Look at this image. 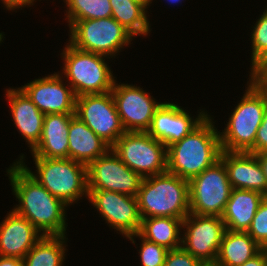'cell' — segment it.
I'll list each match as a JSON object with an SVG mask.
<instances>
[{
    "mask_svg": "<svg viewBox=\"0 0 267 266\" xmlns=\"http://www.w3.org/2000/svg\"><path fill=\"white\" fill-rule=\"evenodd\" d=\"M6 173L12 193L19 202L13 210L28 219L43 235H65L68 205L54 197L17 160Z\"/></svg>",
    "mask_w": 267,
    "mask_h": 266,
    "instance_id": "cell-1",
    "label": "cell"
},
{
    "mask_svg": "<svg viewBox=\"0 0 267 266\" xmlns=\"http://www.w3.org/2000/svg\"><path fill=\"white\" fill-rule=\"evenodd\" d=\"M208 114L182 140L167 148V172L190 180L220 159V136Z\"/></svg>",
    "mask_w": 267,
    "mask_h": 266,
    "instance_id": "cell-2",
    "label": "cell"
},
{
    "mask_svg": "<svg viewBox=\"0 0 267 266\" xmlns=\"http://www.w3.org/2000/svg\"><path fill=\"white\" fill-rule=\"evenodd\" d=\"M141 218L174 217L189 213V181L168 172L142 179L137 195Z\"/></svg>",
    "mask_w": 267,
    "mask_h": 266,
    "instance_id": "cell-3",
    "label": "cell"
},
{
    "mask_svg": "<svg viewBox=\"0 0 267 266\" xmlns=\"http://www.w3.org/2000/svg\"><path fill=\"white\" fill-rule=\"evenodd\" d=\"M24 154L18 162L54 197L66 205L77 203L85 195L88 199L87 166L70 158L33 157L35 172L24 162Z\"/></svg>",
    "mask_w": 267,
    "mask_h": 266,
    "instance_id": "cell-4",
    "label": "cell"
},
{
    "mask_svg": "<svg viewBox=\"0 0 267 266\" xmlns=\"http://www.w3.org/2000/svg\"><path fill=\"white\" fill-rule=\"evenodd\" d=\"M60 55L64 65L58 73L65 75L76 97L111 92L116 77L105 60L110 57L80 50L69 42Z\"/></svg>",
    "mask_w": 267,
    "mask_h": 266,
    "instance_id": "cell-5",
    "label": "cell"
},
{
    "mask_svg": "<svg viewBox=\"0 0 267 266\" xmlns=\"http://www.w3.org/2000/svg\"><path fill=\"white\" fill-rule=\"evenodd\" d=\"M243 97L227 120L226 128L219 132L221 149L229 152L254 154V143L267 102L248 81Z\"/></svg>",
    "mask_w": 267,
    "mask_h": 266,
    "instance_id": "cell-6",
    "label": "cell"
},
{
    "mask_svg": "<svg viewBox=\"0 0 267 266\" xmlns=\"http://www.w3.org/2000/svg\"><path fill=\"white\" fill-rule=\"evenodd\" d=\"M68 42L74 47L110 58L119 55L124 46H129L135 38L113 17L67 21Z\"/></svg>",
    "mask_w": 267,
    "mask_h": 266,
    "instance_id": "cell-7",
    "label": "cell"
},
{
    "mask_svg": "<svg viewBox=\"0 0 267 266\" xmlns=\"http://www.w3.org/2000/svg\"><path fill=\"white\" fill-rule=\"evenodd\" d=\"M111 149L142 178L167 172V148L147 132L126 131Z\"/></svg>",
    "mask_w": 267,
    "mask_h": 266,
    "instance_id": "cell-8",
    "label": "cell"
},
{
    "mask_svg": "<svg viewBox=\"0 0 267 266\" xmlns=\"http://www.w3.org/2000/svg\"><path fill=\"white\" fill-rule=\"evenodd\" d=\"M221 159L189 180L190 213L221 217L232 192Z\"/></svg>",
    "mask_w": 267,
    "mask_h": 266,
    "instance_id": "cell-9",
    "label": "cell"
},
{
    "mask_svg": "<svg viewBox=\"0 0 267 266\" xmlns=\"http://www.w3.org/2000/svg\"><path fill=\"white\" fill-rule=\"evenodd\" d=\"M75 116L110 146L126 132L111 92L76 97Z\"/></svg>",
    "mask_w": 267,
    "mask_h": 266,
    "instance_id": "cell-10",
    "label": "cell"
},
{
    "mask_svg": "<svg viewBox=\"0 0 267 266\" xmlns=\"http://www.w3.org/2000/svg\"><path fill=\"white\" fill-rule=\"evenodd\" d=\"M114 81L113 95L121 124L127 132H147L156 110L163 102L133 84Z\"/></svg>",
    "mask_w": 267,
    "mask_h": 266,
    "instance_id": "cell-11",
    "label": "cell"
},
{
    "mask_svg": "<svg viewBox=\"0 0 267 266\" xmlns=\"http://www.w3.org/2000/svg\"><path fill=\"white\" fill-rule=\"evenodd\" d=\"M182 247L195 258L204 262H215L225 223L219 216L189 213L182 224Z\"/></svg>",
    "mask_w": 267,
    "mask_h": 266,
    "instance_id": "cell-12",
    "label": "cell"
},
{
    "mask_svg": "<svg viewBox=\"0 0 267 266\" xmlns=\"http://www.w3.org/2000/svg\"><path fill=\"white\" fill-rule=\"evenodd\" d=\"M88 200L99 211L105 223L119 231L123 237L139 232L142 218L137 197L113 191L88 189Z\"/></svg>",
    "mask_w": 267,
    "mask_h": 266,
    "instance_id": "cell-13",
    "label": "cell"
},
{
    "mask_svg": "<svg viewBox=\"0 0 267 266\" xmlns=\"http://www.w3.org/2000/svg\"><path fill=\"white\" fill-rule=\"evenodd\" d=\"M142 177L110 149L87 166V189L113 191L137 197Z\"/></svg>",
    "mask_w": 267,
    "mask_h": 266,
    "instance_id": "cell-14",
    "label": "cell"
},
{
    "mask_svg": "<svg viewBox=\"0 0 267 266\" xmlns=\"http://www.w3.org/2000/svg\"><path fill=\"white\" fill-rule=\"evenodd\" d=\"M44 114H75L76 95L58 72L19 87Z\"/></svg>",
    "mask_w": 267,
    "mask_h": 266,
    "instance_id": "cell-15",
    "label": "cell"
},
{
    "mask_svg": "<svg viewBox=\"0 0 267 266\" xmlns=\"http://www.w3.org/2000/svg\"><path fill=\"white\" fill-rule=\"evenodd\" d=\"M207 115L205 110L200 109L194 119L188 110H184L178 104L165 101L156 110L147 133L168 148L187 136Z\"/></svg>",
    "mask_w": 267,
    "mask_h": 266,
    "instance_id": "cell-16",
    "label": "cell"
},
{
    "mask_svg": "<svg viewBox=\"0 0 267 266\" xmlns=\"http://www.w3.org/2000/svg\"><path fill=\"white\" fill-rule=\"evenodd\" d=\"M4 218L0 223V256L23 259L43 234L13 209Z\"/></svg>",
    "mask_w": 267,
    "mask_h": 266,
    "instance_id": "cell-17",
    "label": "cell"
},
{
    "mask_svg": "<svg viewBox=\"0 0 267 266\" xmlns=\"http://www.w3.org/2000/svg\"><path fill=\"white\" fill-rule=\"evenodd\" d=\"M233 189L257 191L267 197V181L257 156L250 152L220 154Z\"/></svg>",
    "mask_w": 267,
    "mask_h": 266,
    "instance_id": "cell-18",
    "label": "cell"
},
{
    "mask_svg": "<svg viewBox=\"0 0 267 266\" xmlns=\"http://www.w3.org/2000/svg\"><path fill=\"white\" fill-rule=\"evenodd\" d=\"M6 97L12 121L31 151L41 138L45 115L19 87L6 89Z\"/></svg>",
    "mask_w": 267,
    "mask_h": 266,
    "instance_id": "cell-19",
    "label": "cell"
},
{
    "mask_svg": "<svg viewBox=\"0 0 267 266\" xmlns=\"http://www.w3.org/2000/svg\"><path fill=\"white\" fill-rule=\"evenodd\" d=\"M75 114H46L39 143L30 151L32 157L68 158V130Z\"/></svg>",
    "mask_w": 267,
    "mask_h": 266,
    "instance_id": "cell-20",
    "label": "cell"
},
{
    "mask_svg": "<svg viewBox=\"0 0 267 266\" xmlns=\"http://www.w3.org/2000/svg\"><path fill=\"white\" fill-rule=\"evenodd\" d=\"M68 141V158L86 166L111 149L108 143L97 136L77 116L70 120Z\"/></svg>",
    "mask_w": 267,
    "mask_h": 266,
    "instance_id": "cell-21",
    "label": "cell"
},
{
    "mask_svg": "<svg viewBox=\"0 0 267 266\" xmlns=\"http://www.w3.org/2000/svg\"><path fill=\"white\" fill-rule=\"evenodd\" d=\"M266 196L252 190L232 189L221 219L230 231L247 232L260 203Z\"/></svg>",
    "mask_w": 267,
    "mask_h": 266,
    "instance_id": "cell-22",
    "label": "cell"
},
{
    "mask_svg": "<svg viewBox=\"0 0 267 266\" xmlns=\"http://www.w3.org/2000/svg\"><path fill=\"white\" fill-rule=\"evenodd\" d=\"M262 249L247 232L226 229L215 262L221 266H241Z\"/></svg>",
    "mask_w": 267,
    "mask_h": 266,
    "instance_id": "cell-23",
    "label": "cell"
},
{
    "mask_svg": "<svg viewBox=\"0 0 267 266\" xmlns=\"http://www.w3.org/2000/svg\"><path fill=\"white\" fill-rule=\"evenodd\" d=\"M182 224L183 220L174 217L142 218L138 234L168 250L176 249L182 246Z\"/></svg>",
    "mask_w": 267,
    "mask_h": 266,
    "instance_id": "cell-24",
    "label": "cell"
},
{
    "mask_svg": "<svg viewBox=\"0 0 267 266\" xmlns=\"http://www.w3.org/2000/svg\"><path fill=\"white\" fill-rule=\"evenodd\" d=\"M66 235H43L23 258L24 266H63Z\"/></svg>",
    "mask_w": 267,
    "mask_h": 266,
    "instance_id": "cell-25",
    "label": "cell"
},
{
    "mask_svg": "<svg viewBox=\"0 0 267 266\" xmlns=\"http://www.w3.org/2000/svg\"><path fill=\"white\" fill-rule=\"evenodd\" d=\"M112 16L134 37L147 36L151 32L147 9L134 0H109Z\"/></svg>",
    "mask_w": 267,
    "mask_h": 266,
    "instance_id": "cell-26",
    "label": "cell"
},
{
    "mask_svg": "<svg viewBox=\"0 0 267 266\" xmlns=\"http://www.w3.org/2000/svg\"><path fill=\"white\" fill-rule=\"evenodd\" d=\"M67 21L108 18L112 16L109 0H63Z\"/></svg>",
    "mask_w": 267,
    "mask_h": 266,
    "instance_id": "cell-27",
    "label": "cell"
},
{
    "mask_svg": "<svg viewBox=\"0 0 267 266\" xmlns=\"http://www.w3.org/2000/svg\"><path fill=\"white\" fill-rule=\"evenodd\" d=\"M251 31V68L267 62V6Z\"/></svg>",
    "mask_w": 267,
    "mask_h": 266,
    "instance_id": "cell-28",
    "label": "cell"
},
{
    "mask_svg": "<svg viewBox=\"0 0 267 266\" xmlns=\"http://www.w3.org/2000/svg\"><path fill=\"white\" fill-rule=\"evenodd\" d=\"M134 238H140L141 240L140 249L138 250L141 266H164L168 253L167 248L145 240L138 233L126 237V239L135 244L136 240Z\"/></svg>",
    "mask_w": 267,
    "mask_h": 266,
    "instance_id": "cell-29",
    "label": "cell"
},
{
    "mask_svg": "<svg viewBox=\"0 0 267 266\" xmlns=\"http://www.w3.org/2000/svg\"><path fill=\"white\" fill-rule=\"evenodd\" d=\"M247 233L263 249H267V197L260 203Z\"/></svg>",
    "mask_w": 267,
    "mask_h": 266,
    "instance_id": "cell-30",
    "label": "cell"
},
{
    "mask_svg": "<svg viewBox=\"0 0 267 266\" xmlns=\"http://www.w3.org/2000/svg\"><path fill=\"white\" fill-rule=\"evenodd\" d=\"M202 262L188 253L182 246L168 250L164 266H200Z\"/></svg>",
    "mask_w": 267,
    "mask_h": 266,
    "instance_id": "cell-31",
    "label": "cell"
},
{
    "mask_svg": "<svg viewBox=\"0 0 267 266\" xmlns=\"http://www.w3.org/2000/svg\"><path fill=\"white\" fill-rule=\"evenodd\" d=\"M249 82L267 102V62L250 68Z\"/></svg>",
    "mask_w": 267,
    "mask_h": 266,
    "instance_id": "cell-32",
    "label": "cell"
},
{
    "mask_svg": "<svg viewBox=\"0 0 267 266\" xmlns=\"http://www.w3.org/2000/svg\"><path fill=\"white\" fill-rule=\"evenodd\" d=\"M258 153H267V106L254 143V154Z\"/></svg>",
    "mask_w": 267,
    "mask_h": 266,
    "instance_id": "cell-33",
    "label": "cell"
},
{
    "mask_svg": "<svg viewBox=\"0 0 267 266\" xmlns=\"http://www.w3.org/2000/svg\"><path fill=\"white\" fill-rule=\"evenodd\" d=\"M2 1V4H4V8L7 9V10H11V11H14V10H19V8H25L26 6L30 7V6H33L34 5V2L36 0H1Z\"/></svg>",
    "mask_w": 267,
    "mask_h": 266,
    "instance_id": "cell-34",
    "label": "cell"
},
{
    "mask_svg": "<svg viewBox=\"0 0 267 266\" xmlns=\"http://www.w3.org/2000/svg\"><path fill=\"white\" fill-rule=\"evenodd\" d=\"M241 266H267V249H262L257 255L247 260Z\"/></svg>",
    "mask_w": 267,
    "mask_h": 266,
    "instance_id": "cell-35",
    "label": "cell"
},
{
    "mask_svg": "<svg viewBox=\"0 0 267 266\" xmlns=\"http://www.w3.org/2000/svg\"><path fill=\"white\" fill-rule=\"evenodd\" d=\"M0 266H24L23 259L0 256Z\"/></svg>",
    "mask_w": 267,
    "mask_h": 266,
    "instance_id": "cell-36",
    "label": "cell"
},
{
    "mask_svg": "<svg viewBox=\"0 0 267 266\" xmlns=\"http://www.w3.org/2000/svg\"><path fill=\"white\" fill-rule=\"evenodd\" d=\"M259 160V163L262 167L263 173L266 177V181H267V153H258L255 154Z\"/></svg>",
    "mask_w": 267,
    "mask_h": 266,
    "instance_id": "cell-37",
    "label": "cell"
},
{
    "mask_svg": "<svg viewBox=\"0 0 267 266\" xmlns=\"http://www.w3.org/2000/svg\"><path fill=\"white\" fill-rule=\"evenodd\" d=\"M134 1L142 4L147 10H149L148 7L150 6V4H152L153 0H134Z\"/></svg>",
    "mask_w": 267,
    "mask_h": 266,
    "instance_id": "cell-38",
    "label": "cell"
},
{
    "mask_svg": "<svg viewBox=\"0 0 267 266\" xmlns=\"http://www.w3.org/2000/svg\"><path fill=\"white\" fill-rule=\"evenodd\" d=\"M200 266H221L217 264L216 262H204Z\"/></svg>",
    "mask_w": 267,
    "mask_h": 266,
    "instance_id": "cell-39",
    "label": "cell"
},
{
    "mask_svg": "<svg viewBox=\"0 0 267 266\" xmlns=\"http://www.w3.org/2000/svg\"><path fill=\"white\" fill-rule=\"evenodd\" d=\"M167 1H168L170 4H173V3H174V4H176V3L178 4L179 2L181 3L183 0H182V1H181V0H167ZM174 4H173V5H174Z\"/></svg>",
    "mask_w": 267,
    "mask_h": 266,
    "instance_id": "cell-40",
    "label": "cell"
},
{
    "mask_svg": "<svg viewBox=\"0 0 267 266\" xmlns=\"http://www.w3.org/2000/svg\"><path fill=\"white\" fill-rule=\"evenodd\" d=\"M3 34H4L3 32L0 33V43H2L5 38Z\"/></svg>",
    "mask_w": 267,
    "mask_h": 266,
    "instance_id": "cell-41",
    "label": "cell"
}]
</instances>
